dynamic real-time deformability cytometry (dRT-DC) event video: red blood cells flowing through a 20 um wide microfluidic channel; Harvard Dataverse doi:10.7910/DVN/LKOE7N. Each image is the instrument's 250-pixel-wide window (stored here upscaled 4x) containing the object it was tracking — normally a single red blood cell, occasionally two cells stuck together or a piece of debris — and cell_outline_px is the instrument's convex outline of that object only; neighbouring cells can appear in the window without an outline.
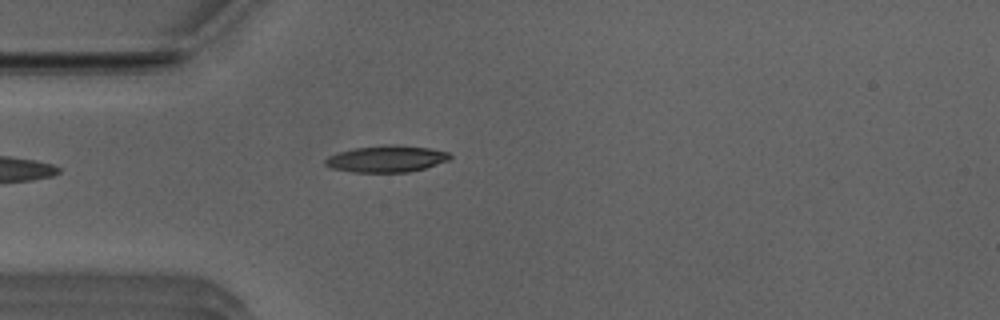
{"species": "Egyptian fruit bat (a non-hibernating species)", "species_latin": "Rousettus aegyptiacus", "temperature_condition": "room temperature", "stored_images_in_passage": 34, "camera_frame_rate_fps": 3000, "um_per_image_px": 0.085, "animal": {"sex": "male"}, "frame": {"image": 1, "passage_image": 1, "time_ms": 0.0, "image_size_px": [1000, 320], "cell_outline_px": [[452, 156], [448, 160], [424, 168], [408, 172], [352, 172], [332, 168], [324, 164], [324, 160], [328, 156], [352, 148], [388, 144], [396, 144], [428, 148], [448, 152]], "centroid_in_image_um": [32.82, 13.49], "position_along_channel_um": 52.2, "area_um2": 19.31}}
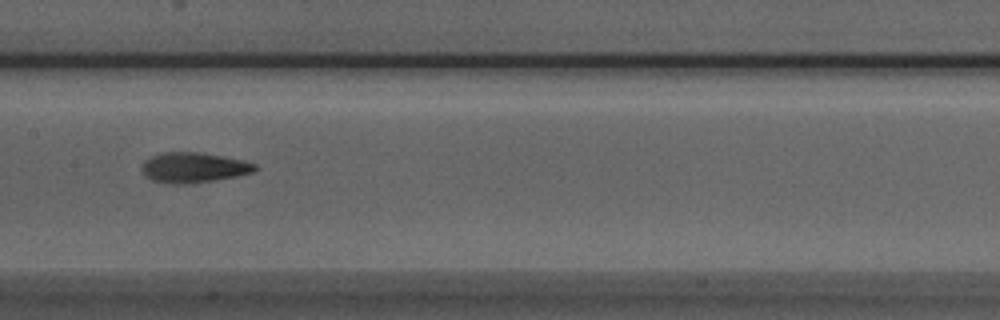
{"frame": {"image": 2, "passage_image": 12, "time_ms": 3.667, "image_size_px": [1000, 320], "cell_outline_px": [[256, 168], [252, 172], [236, 176], [216, 180], [184, 184], [172, 184], [152, 180], [144, 176], [144, 160], [152, 156], [164, 152], [200, 152], [240, 160], [256, 164]], "centroid_in_image_um": [16.43, 14.25], "position_along_channel_um": 191.0, "area_um2": 19.54}}
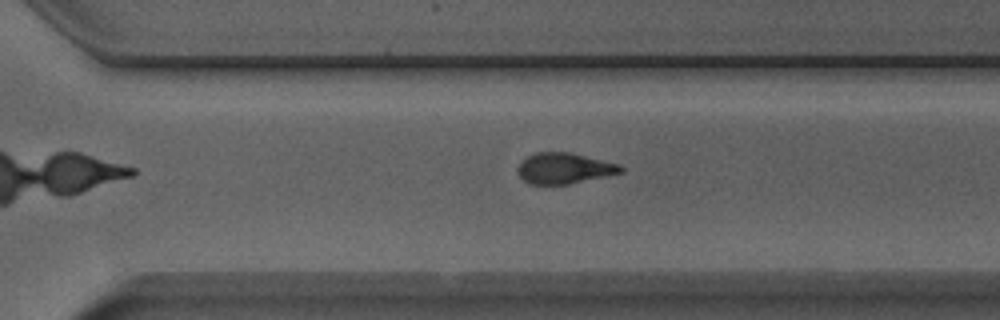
{"frame": {"image": 3, "passage_image": 22, "time_ms": 7.0, "image_size_px": [1000, 320], "cell_outline_px": [[624, 172], [568, 184], [528, 184], [520, 176], [520, 164], [528, 156], [536, 152], [568, 152], [620, 164], [624, 168]], "centroid_in_image_um": [48.0, 14.31], "position_along_channel_um": 322.6, "area_um2": 18.15}, "authors_computed_cell_mechanics": {"area_um2": 19.074, "velocity_mm_per_s": 3.9611, "shape_relaxation_time_tau1_ms": 4.8698, "shape_relaxation_time_tau2_ms": 3.5576, "deformation_change_tau1": 0.1878, "deformation_change_tau2": 0.1334}}